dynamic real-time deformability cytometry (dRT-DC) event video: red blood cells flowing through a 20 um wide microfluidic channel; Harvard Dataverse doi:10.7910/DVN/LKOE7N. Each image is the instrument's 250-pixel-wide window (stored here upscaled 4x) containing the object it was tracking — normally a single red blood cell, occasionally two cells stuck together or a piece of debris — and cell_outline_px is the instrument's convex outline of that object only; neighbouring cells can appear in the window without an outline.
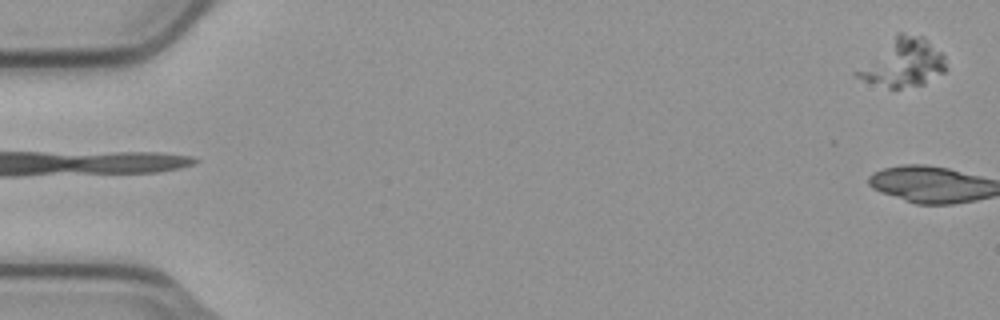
{"species": "common noctule bat (a hibernating species)", "species_latin": "Nyctalus noctula", "temperature_condition": "cold", "stored_images_in_passage": 3, "camera_frame_rate_fps": 3000, "um_per_image_px": 0.085, "animal": {"sex": "male", "body_mass_g": 23.1, "forearm_length_mm": 52.7}, "frame": {"image": 1, "passage_image": 1, "time_ms": 0.0, "image_size_px": [1000, 320], "cell_outline_px": [[948, 68], [944, 72], [924, 84], [900, 88], [888, 88], [852, 76], [852, 72], [896, 32], [900, 32], [924, 36], [944, 56]], "centroid_in_image_um": [76.73, 5.32], "position_along_channel_um": 8.3, "area_um2": 25.37}}